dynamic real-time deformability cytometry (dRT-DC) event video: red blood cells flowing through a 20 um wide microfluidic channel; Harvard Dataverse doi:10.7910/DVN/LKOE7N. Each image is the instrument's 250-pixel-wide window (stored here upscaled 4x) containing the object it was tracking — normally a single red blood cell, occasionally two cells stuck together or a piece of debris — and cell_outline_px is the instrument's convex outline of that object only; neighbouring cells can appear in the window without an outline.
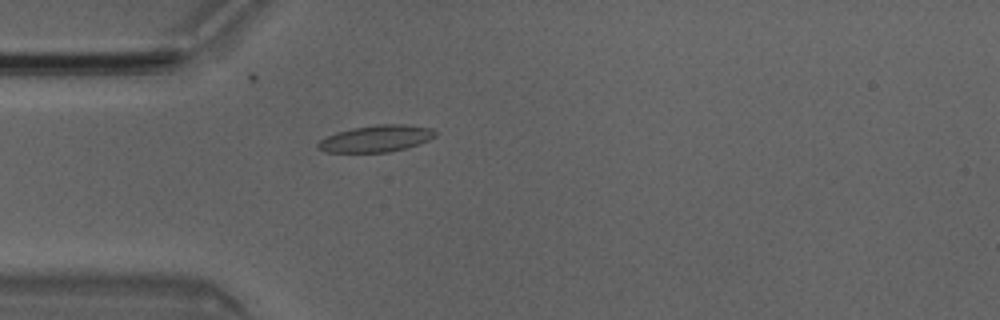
{"species": "Egyptian fruit bat (a non-hibernating species)", "species_latin": "Rousettus aegyptiacus", "temperature_condition": "room temperature", "stored_images_in_passage": 4, "camera_frame_rate_fps": 3000, "um_per_image_px": 0.085, "animal": {"sex": "male"}, "frame": {"image": 1, "passage_image": 4, "time_ms": 1.0, "image_size_px": [1000, 320], "cell_outline_px": [[436, 136], [428, 140], [408, 148], [388, 152], [324, 152], [316, 148], [316, 144], [320, 140], [336, 132], [352, 128], [376, 124], [408, 124], [432, 128], [436, 132]], "centroid_in_image_um": [31.97, 11.77], "position_along_channel_um": 53.0, "area_um2": 18.44}}